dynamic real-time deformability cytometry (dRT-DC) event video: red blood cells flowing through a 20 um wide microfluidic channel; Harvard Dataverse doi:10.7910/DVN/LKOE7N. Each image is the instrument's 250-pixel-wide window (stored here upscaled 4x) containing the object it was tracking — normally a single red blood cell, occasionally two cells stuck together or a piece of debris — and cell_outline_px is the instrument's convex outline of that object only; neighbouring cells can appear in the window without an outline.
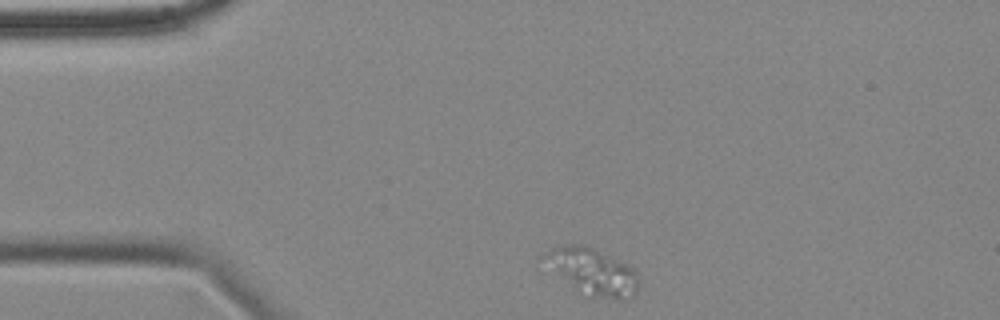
{"species": "common noctule bat (a hibernating species)", "species_latin": "Nyctalus noctula", "temperature_condition": "cold", "stored_images_in_passage": 30, "camera_frame_rate_fps": 3000, "um_per_image_px": 0.085, "animal": {"sex": "female", "body_mass_g": 18.4}, "frame": {"image": 1, "passage_image": 1, "time_ms": 0.0, "image_size_px": [1000, 320], "cell_outline_px": [[636, 292], [632, 296], [620, 300], [616, 300], [592, 296], [576, 288], [540, 256], [544, 252], [552, 248], [572, 244], [584, 244], [632, 268], [636, 272]], "centroid_in_image_um": [50.38, 23.07], "position_along_channel_um": 34.6, "area_um2": 24.1}}
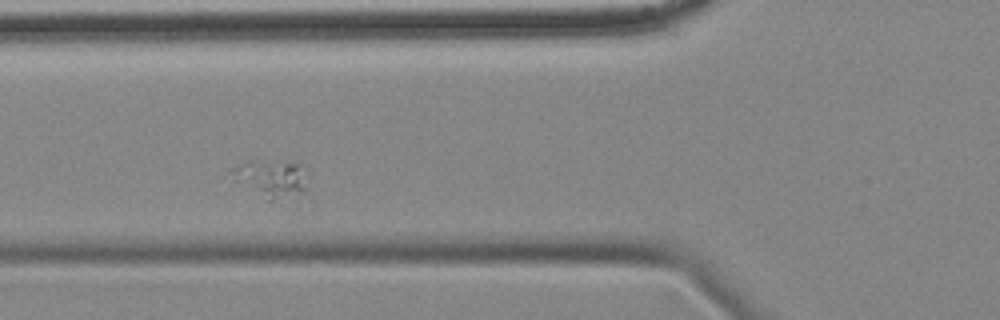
{"frame": {"image": 2, "passage_image": 11, "time_ms": 3.333, "image_size_px": [1000, 320], "cell_outline_px": [[304, 188], [300, 192], [272, 200], [268, 200], [236, 180], [232, 172], [232, 168], [248, 160], [252, 160], [296, 164]], "centroid_in_image_um": [22.9, 15.15], "position_along_channel_um": 102.9, "area_um2": 14.68}}
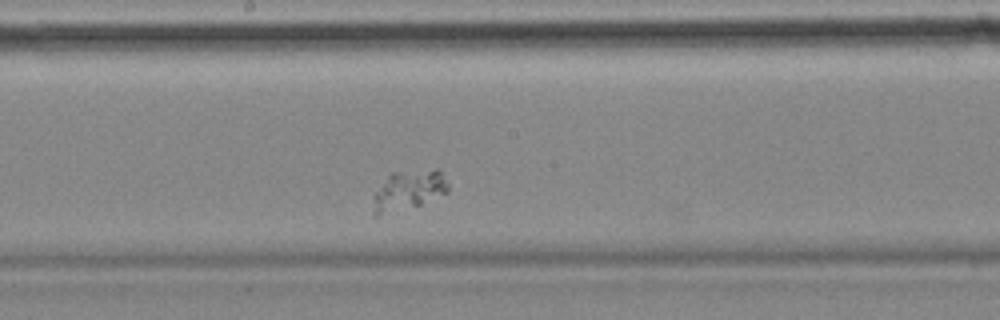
{"frame": {"image": 3, "passage_image": 21, "time_ms": 6.667, "image_size_px": [1000, 320], "cell_outline_px": [[448, 192], [420, 204], [376, 216], [372, 216], [372, 212], [376, 192], [388, 176], [392, 172], [436, 168], [440, 172], [448, 184]], "centroid_in_image_um": [34.73, 16.15], "position_along_channel_um": 213.5, "area_um2": 16.99}}